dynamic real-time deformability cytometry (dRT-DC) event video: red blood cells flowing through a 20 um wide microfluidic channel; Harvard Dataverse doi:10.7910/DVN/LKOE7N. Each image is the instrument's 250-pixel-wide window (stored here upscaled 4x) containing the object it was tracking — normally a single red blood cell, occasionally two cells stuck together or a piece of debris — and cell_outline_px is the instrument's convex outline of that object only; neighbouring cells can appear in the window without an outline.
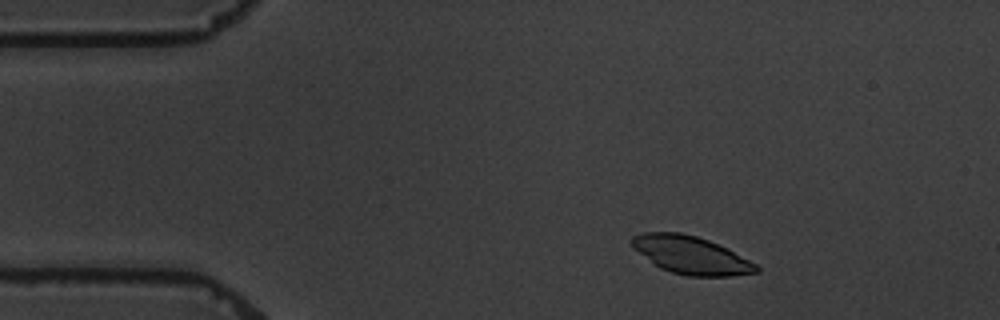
{"species": "common noctule bat (a hibernating species)", "species_latin": "Nyctalus noctula", "temperature_condition": "warm", "stored_images_in_passage": 4, "camera_frame_rate_fps": 3000, "um_per_image_px": 0.085, "animal": {"sex": "male", "body_mass_g": 19.5, "forearm_length_mm": 54.6}, "frame": {"image": 1, "passage_image": 2, "time_ms": 1.0, "image_size_px": [1000, 320], "cell_outline_px": [[760, 272], [732, 276], [688, 276], [672, 272], [660, 268], [652, 264], [632, 248], [632, 236], [644, 232], [680, 232], [696, 236], [708, 240], [756, 264], [760, 268]], "centroid_in_image_um": [58.68, 21.69], "position_along_channel_um": 26.3, "area_um2": 27.22}}
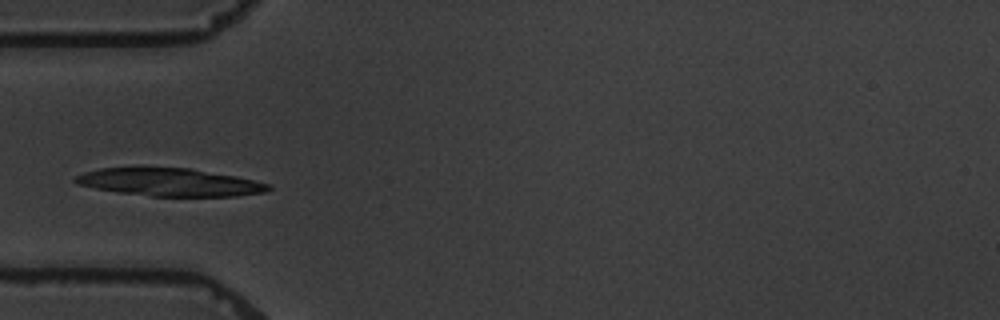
{"frame": {"image": 2, "passage_image": 4, "time_ms": 4.0, "image_size_px": [1000, 320], "cell_outline_px": [[272, 188], [264, 192], [236, 196], [152, 196], [120, 192], [96, 188], [76, 184], [72, 180], [76, 176], [84, 172], [100, 168], [192, 168], [236, 176], [272, 184]], "centroid_in_image_um": [14.46, 15.49], "position_along_channel_um": 70.5, "area_um2": 31.1}}